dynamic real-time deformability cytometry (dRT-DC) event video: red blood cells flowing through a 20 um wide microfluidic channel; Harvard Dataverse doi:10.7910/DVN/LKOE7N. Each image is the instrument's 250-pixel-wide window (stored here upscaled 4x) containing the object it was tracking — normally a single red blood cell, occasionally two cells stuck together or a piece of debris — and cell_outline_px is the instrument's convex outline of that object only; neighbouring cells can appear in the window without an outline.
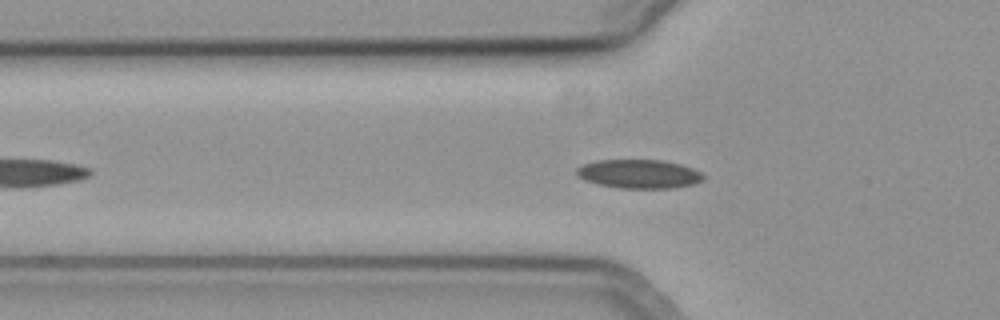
{"species": "common noctule bat (a hibernating species)", "species_latin": "Nyctalus noctula", "temperature_condition": "cold", "stored_images_in_passage": 37, "camera_frame_rate_fps": 3000, "um_per_image_px": 0.085, "animal": {"sex": "female", "body_mass_g": 19.3, "forearm_length_mm": 54.1}, "frame": {"image": 1, "passage_image": 8, "time_ms": 2.333, "image_size_px": [1000, 320], "cell_outline_px": [[704, 180], [692, 184], [672, 188], [620, 188], [600, 184], [584, 180], [576, 176], [576, 168], [584, 164], [596, 160], [664, 160], [680, 164], [692, 168], [700, 172], [704, 176]], "centroid_in_image_um": [54.3, 14.78], "position_along_channel_um": 71.5, "area_um2": 21.27}}
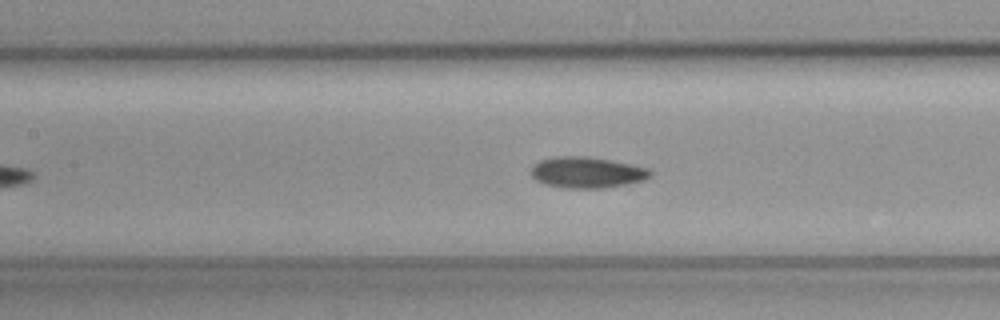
{"frame": {"image": 2, "passage_image": 15, "time_ms": 4.667, "image_size_px": [1000, 320], "cell_outline_px": [[652, 176], [644, 180], [604, 188], [564, 188], [544, 184], [536, 180], [528, 172], [532, 164], [540, 160], [556, 156], [588, 156], [632, 164], [648, 168], [652, 172]], "centroid_in_image_um": [49.84, 14.65], "position_along_channel_um": 157.6, "area_um2": 21.85}}
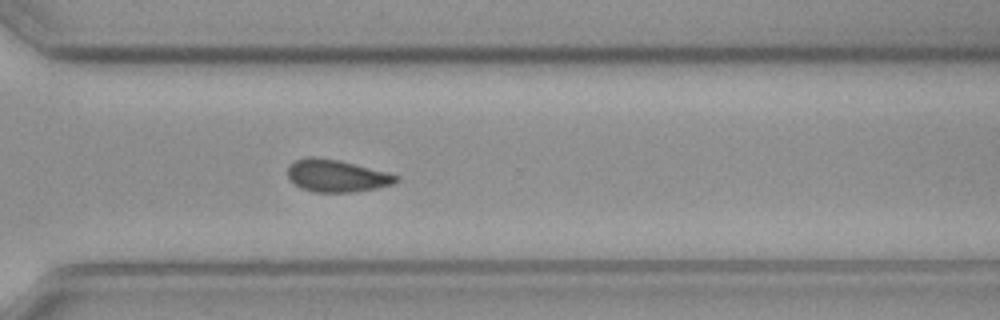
{"frame": {"image": 3, "passage_image": 30, "time_ms": 9.667, "image_size_px": [1000, 320], "cell_outline_px": [[400, 180], [392, 184], [376, 188], [352, 192], [312, 192], [300, 188], [288, 176], [288, 164], [296, 160], [312, 156], [340, 160], [400, 176]], "centroid_in_image_um": [28.6, 14.94], "position_along_channel_um": 342.0, "area_um2": 20.29}}